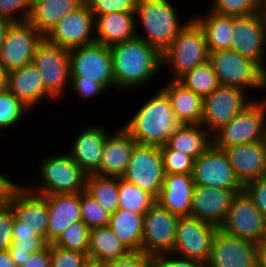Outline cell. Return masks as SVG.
I'll return each instance as SVG.
<instances>
[{
  "instance_id": "6da1fadb",
  "label": "cell",
  "mask_w": 266,
  "mask_h": 267,
  "mask_svg": "<svg viewBox=\"0 0 266 267\" xmlns=\"http://www.w3.org/2000/svg\"><path fill=\"white\" fill-rule=\"evenodd\" d=\"M110 50L118 90L140 87L161 70L162 53L141 38L111 45Z\"/></svg>"
},
{
  "instance_id": "7a4b0ae2",
  "label": "cell",
  "mask_w": 266,
  "mask_h": 267,
  "mask_svg": "<svg viewBox=\"0 0 266 267\" xmlns=\"http://www.w3.org/2000/svg\"><path fill=\"white\" fill-rule=\"evenodd\" d=\"M122 126L137 144L163 146L182 124L172 110L167 94L160 89Z\"/></svg>"
},
{
  "instance_id": "3957f363",
  "label": "cell",
  "mask_w": 266,
  "mask_h": 267,
  "mask_svg": "<svg viewBox=\"0 0 266 267\" xmlns=\"http://www.w3.org/2000/svg\"><path fill=\"white\" fill-rule=\"evenodd\" d=\"M135 17L139 16L145 35L136 37L145 40L161 53L190 21L181 24L175 8L169 0H137Z\"/></svg>"
},
{
  "instance_id": "277c9868",
  "label": "cell",
  "mask_w": 266,
  "mask_h": 267,
  "mask_svg": "<svg viewBox=\"0 0 266 267\" xmlns=\"http://www.w3.org/2000/svg\"><path fill=\"white\" fill-rule=\"evenodd\" d=\"M177 34L162 53V66L169 68V80H177L187 71L209 61V50L203 30L193 19Z\"/></svg>"
},
{
  "instance_id": "5b68a950",
  "label": "cell",
  "mask_w": 266,
  "mask_h": 267,
  "mask_svg": "<svg viewBox=\"0 0 266 267\" xmlns=\"http://www.w3.org/2000/svg\"><path fill=\"white\" fill-rule=\"evenodd\" d=\"M40 183L27 185L39 195L80 193L85 190L87 174L67 154L46 156L39 164ZM39 185V186H38Z\"/></svg>"
},
{
  "instance_id": "8992f818",
  "label": "cell",
  "mask_w": 266,
  "mask_h": 267,
  "mask_svg": "<svg viewBox=\"0 0 266 267\" xmlns=\"http://www.w3.org/2000/svg\"><path fill=\"white\" fill-rule=\"evenodd\" d=\"M209 62L220 85L240 88L246 92L250 89L266 90V73L253 60L232 49L209 52Z\"/></svg>"
},
{
  "instance_id": "52a82bcc",
  "label": "cell",
  "mask_w": 266,
  "mask_h": 267,
  "mask_svg": "<svg viewBox=\"0 0 266 267\" xmlns=\"http://www.w3.org/2000/svg\"><path fill=\"white\" fill-rule=\"evenodd\" d=\"M259 141H266V100H253L212 134V145L221 150Z\"/></svg>"
},
{
  "instance_id": "ba28073f",
  "label": "cell",
  "mask_w": 266,
  "mask_h": 267,
  "mask_svg": "<svg viewBox=\"0 0 266 267\" xmlns=\"http://www.w3.org/2000/svg\"><path fill=\"white\" fill-rule=\"evenodd\" d=\"M70 80L100 83L106 90L115 87L110 46L96 41L69 50Z\"/></svg>"
},
{
  "instance_id": "9c48e42d",
  "label": "cell",
  "mask_w": 266,
  "mask_h": 267,
  "mask_svg": "<svg viewBox=\"0 0 266 267\" xmlns=\"http://www.w3.org/2000/svg\"><path fill=\"white\" fill-rule=\"evenodd\" d=\"M38 69L44 89L60 99L65 87L70 86L69 50L48 42L45 38L37 45L33 62Z\"/></svg>"
},
{
  "instance_id": "30bf717a",
  "label": "cell",
  "mask_w": 266,
  "mask_h": 267,
  "mask_svg": "<svg viewBox=\"0 0 266 267\" xmlns=\"http://www.w3.org/2000/svg\"><path fill=\"white\" fill-rule=\"evenodd\" d=\"M122 178L157 199L165 171L159 146L136 144Z\"/></svg>"
},
{
  "instance_id": "8fae6325",
  "label": "cell",
  "mask_w": 266,
  "mask_h": 267,
  "mask_svg": "<svg viewBox=\"0 0 266 267\" xmlns=\"http://www.w3.org/2000/svg\"><path fill=\"white\" fill-rule=\"evenodd\" d=\"M219 230L257 244L264 239L266 217L243 190L234 196L225 221Z\"/></svg>"
},
{
  "instance_id": "7c38bea8",
  "label": "cell",
  "mask_w": 266,
  "mask_h": 267,
  "mask_svg": "<svg viewBox=\"0 0 266 267\" xmlns=\"http://www.w3.org/2000/svg\"><path fill=\"white\" fill-rule=\"evenodd\" d=\"M253 100H248L245 90L219 85L203 98L201 125L212 135L221 126L228 124Z\"/></svg>"
},
{
  "instance_id": "4fadbf2b",
  "label": "cell",
  "mask_w": 266,
  "mask_h": 267,
  "mask_svg": "<svg viewBox=\"0 0 266 267\" xmlns=\"http://www.w3.org/2000/svg\"><path fill=\"white\" fill-rule=\"evenodd\" d=\"M233 32L231 49L253 60L266 73V14L233 16Z\"/></svg>"
},
{
  "instance_id": "5bb4252c",
  "label": "cell",
  "mask_w": 266,
  "mask_h": 267,
  "mask_svg": "<svg viewBox=\"0 0 266 267\" xmlns=\"http://www.w3.org/2000/svg\"><path fill=\"white\" fill-rule=\"evenodd\" d=\"M43 38L28 21L12 22L0 47V64L8 72L32 63Z\"/></svg>"
},
{
  "instance_id": "9a60e30c",
  "label": "cell",
  "mask_w": 266,
  "mask_h": 267,
  "mask_svg": "<svg viewBox=\"0 0 266 267\" xmlns=\"http://www.w3.org/2000/svg\"><path fill=\"white\" fill-rule=\"evenodd\" d=\"M178 219L155 202L144 214L142 252L150 256L172 253Z\"/></svg>"
},
{
  "instance_id": "2e32d148",
  "label": "cell",
  "mask_w": 266,
  "mask_h": 267,
  "mask_svg": "<svg viewBox=\"0 0 266 267\" xmlns=\"http://www.w3.org/2000/svg\"><path fill=\"white\" fill-rule=\"evenodd\" d=\"M194 185L227 190H243L226 153L211 145L194 160Z\"/></svg>"
},
{
  "instance_id": "e0dca14e",
  "label": "cell",
  "mask_w": 266,
  "mask_h": 267,
  "mask_svg": "<svg viewBox=\"0 0 266 267\" xmlns=\"http://www.w3.org/2000/svg\"><path fill=\"white\" fill-rule=\"evenodd\" d=\"M218 228L192 217H179L176 239L172 253L202 262H207L212 241Z\"/></svg>"
},
{
  "instance_id": "ac0fdd59",
  "label": "cell",
  "mask_w": 266,
  "mask_h": 267,
  "mask_svg": "<svg viewBox=\"0 0 266 267\" xmlns=\"http://www.w3.org/2000/svg\"><path fill=\"white\" fill-rule=\"evenodd\" d=\"M95 17L86 3L64 16L44 37L48 42L71 50L95 41Z\"/></svg>"
},
{
  "instance_id": "d6986e66",
  "label": "cell",
  "mask_w": 266,
  "mask_h": 267,
  "mask_svg": "<svg viewBox=\"0 0 266 267\" xmlns=\"http://www.w3.org/2000/svg\"><path fill=\"white\" fill-rule=\"evenodd\" d=\"M206 267H257L256 243L218 229Z\"/></svg>"
},
{
  "instance_id": "ffe728a7",
  "label": "cell",
  "mask_w": 266,
  "mask_h": 267,
  "mask_svg": "<svg viewBox=\"0 0 266 267\" xmlns=\"http://www.w3.org/2000/svg\"><path fill=\"white\" fill-rule=\"evenodd\" d=\"M5 201L12 208L16 219L23 223V226L36 229L38 234L47 241V195L33 193L26 185L15 183Z\"/></svg>"
},
{
  "instance_id": "44dd1931",
  "label": "cell",
  "mask_w": 266,
  "mask_h": 267,
  "mask_svg": "<svg viewBox=\"0 0 266 267\" xmlns=\"http://www.w3.org/2000/svg\"><path fill=\"white\" fill-rule=\"evenodd\" d=\"M243 190H227L194 185L190 216L220 228L231 207L234 196Z\"/></svg>"
},
{
  "instance_id": "7402d4cb",
  "label": "cell",
  "mask_w": 266,
  "mask_h": 267,
  "mask_svg": "<svg viewBox=\"0 0 266 267\" xmlns=\"http://www.w3.org/2000/svg\"><path fill=\"white\" fill-rule=\"evenodd\" d=\"M223 151L243 186L266 174V141L225 147Z\"/></svg>"
},
{
  "instance_id": "603a6c76",
  "label": "cell",
  "mask_w": 266,
  "mask_h": 267,
  "mask_svg": "<svg viewBox=\"0 0 266 267\" xmlns=\"http://www.w3.org/2000/svg\"><path fill=\"white\" fill-rule=\"evenodd\" d=\"M83 128L74 137L68 154L87 175H100L102 151L108 133L98 125Z\"/></svg>"
},
{
  "instance_id": "cb8c5ba5",
  "label": "cell",
  "mask_w": 266,
  "mask_h": 267,
  "mask_svg": "<svg viewBox=\"0 0 266 267\" xmlns=\"http://www.w3.org/2000/svg\"><path fill=\"white\" fill-rule=\"evenodd\" d=\"M120 128L106 137L100 164L102 176L122 178L137 144L123 127Z\"/></svg>"
},
{
  "instance_id": "d4e9b609",
  "label": "cell",
  "mask_w": 266,
  "mask_h": 267,
  "mask_svg": "<svg viewBox=\"0 0 266 267\" xmlns=\"http://www.w3.org/2000/svg\"><path fill=\"white\" fill-rule=\"evenodd\" d=\"M7 89L31 110L44 98L54 100L44 89L42 77L33 63L8 71Z\"/></svg>"
},
{
  "instance_id": "484cf974",
  "label": "cell",
  "mask_w": 266,
  "mask_h": 267,
  "mask_svg": "<svg viewBox=\"0 0 266 267\" xmlns=\"http://www.w3.org/2000/svg\"><path fill=\"white\" fill-rule=\"evenodd\" d=\"M193 191L192 174H165L156 202L179 217L190 216Z\"/></svg>"
},
{
  "instance_id": "4316f807",
  "label": "cell",
  "mask_w": 266,
  "mask_h": 267,
  "mask_svg": "<svg viewBox=\"0 0 266 267\" xmlns=\"http://www.w3.org/2000/svg\"><path fill=\"white\" fill-rule=\"evenodd\" d=\"M47 242L52 244L73 222L81 220L80 193L47 195Z\"/></svg>"
},
{
  "instance_id": "83f0119b",
  "label": "cell",
  "mask_w": 266,
  "mask_h": 267,
  "mask_svg": "<svg viewBox=\"0 0 266 267\" xmlns=\"http://www.w3.org/2000/svg\"><path fill=\"white\" fill-rule=\"evenodd\" d=\"M134 12H117L95 17V41L111 46L136 37Z\"/></svg>"
},
{
  "instance_id": "f1b7e54d",
  "label": "cell",
  "mask_w": 266,
  "mask_h": 267,
  "mask_svg": "<svg viewBox=\"0 0 266 267\" xmlns=\"http://www.w3.org/2000/svg\"><path fill=\"white\" fill-rule=\"evenodd\" d=\"M162 90L170 99L172 110L182 125L201 124L203 98L184 87L177 80L168 81Z\"/></svg>"
},
{
  "instance_id": "f546056e",
  "label": "cell",
  "mask_w": 266,
  "mask_h": 267,
  "mask_svg": "<svg viewBox=\"0 0 266 267\" xmlns=\"http://www.w3.org/2000/svg\"><path fill=\"white\" fill-rule=\"evenodd\" d=\"M85 0H45L31 5L28 22L45 37L64 16L78 9Z\"/></svg>"
},
{
  "instance_id": "4dcf8cb0",
  "label": "cell",
  "mask_w": 266,
  "mask_h": 267,
  "mask_svg": "<svg viewBox=\"0 0 266 267\" xmlns=\"http://www.w3.org/2000/svg\"><path fill=\"white\" fill-rule=\"evenodd\" d=\"M144 215L118 208L110 215L108 227L130 252H142Z\"/></svg>"
},
{
  "instance_id": "1f68e13d",
  "label": "cell",
  "mask_w": 266,
  "mask_h": 267,
  "mask_svg": "<svg viewBox=\"0 0 266 267\" xmlns=\"http://www.w3.org/2000/svg\"><path fill=\"white\" fill-rule=\"evenodd\" d=\"M209 11L204 17H193L204 32L209 52L231 49L234 37L233 16Z\"/></svg>"
},
{
  "instance_id": "d6a6232c",
  "label": "cell",
  "mask_w": 266,
  "mask_h": 267,
  "mask_svg": "<svg viewBox=\"0 0 266 267\" xmlns=\"http://www.w3.org/2000/svg\"><path fill=\"white\" fill-rule=\"evenodd\" d=\"M166 145L195 160L212 145V135L201 124L181 125L170 135Z\"/></svg>"
},
{
  "instance_id": "836d02e7",
  "label": "cell",
  "mask_w": 266,
  "mask_h": 267,
  "mask_svg": "<svg viewBox=\"0 0 266 267\" xmlns=\"http://www.w3.org/2000/svg\"><path fill=\"white\" fill-rule=\"evenodd\" d=\"M129 252L108 226L90 229L88 259L104 263L124 257Z\"/></svg>"
},
{
  "instance_id": "e575fe53",
  "label": "cell",
  "mask_w": 266,
  "mask_h": 267,
  "mask_svg": "<svg viewBox=\"0 0 266 267\" xmlns=\"http://www.w3.org/2000/svg\"><path fill=\"white\" fill-rule=\"evenodd\" d=\"M13 240L9 246V253L17 267L26 262L32 253L45 249L49 243L41 237L36 229L23 226V223L14 219Z\"/></svg>"
},
{
  "instance_id": "d590c367",
  "label": "cell",
  "mask_w": 266,
  "mask_h": 267,
  "mask_svg": "<svg viewBox=\"0 0 266 267\" xmlns=\"http://www.w3.org/2000/svg\"><path fill=\"white\" fill-rule=\"evenodd\" d=\"M85 191L110 215L119 208L118 177L87 175Z\"/></svg>"
},
{
  "instance_id": "8d00e7d4",
  "label": "cell",
  "mask_w": 266,
  "mask_h": 267,
  "mask_svg": "<svg viewBox=\"0 0 266 267\" xmlns=\"http://www.w3.org/2000/svg\"><path fill=\"white\" fill-rule=\"evenodd\" d=\"M177 81L202 98L210 95L220 85L209 61L187 71Z\"/></svg>"
},
{
  "instance_id": "74e56055",
  "label": "cell",
  "mask_w": 266,
  "mask_h": 267,
  "mask_svg": "<svg viewBox=\"0 0 266 267\" xmlns=\"http://www.w3.org/2000/svg\"><path fill=\"white\" fill-rule=\"evenodd\" d=\"M119 208L144 215L156 200L138 186L118 178Z\"/></svg>"
},
{
  "instance_id": "f35d334b",
  "label": "cell",
  "mask_w": 266,
  "mask_h": 267,
  "mask_svg": "<svg viewBox=\"0 0 266 267\" xmlns=\"http://www.w3.org/2000/svg\"><path fill=\"white\" fill-rule=\"evenodd\" d=\"M90 229L82 221H76L70 224L52 243L65 250L87 253L89 243Z\"/></svg>"
},
{
  "instance_id": "ab89813d",
  "label": "cell",
  "mask_w": 266,
  "mask_h": 267,
  "mask_svg": "<svg viewBox=\"0 0 266 267\" xmlns=\"http://www.w3.org/2000/svg\"><path fill=\"white\" fill-rule=\"evenodd\" d=\"M30 109L8 89L0 92V130L22 121Z\"/></svg>"
},
{
  "instance_id": "60d3db41",
  "label": "cell",
  "mask_w": 266,
  "mask_h": 267,
  "mask_svg": "<svg viewBox=\"0 0 266 267\" xmlns=\"http://www.w3.org/2000/svg\"><path fill=\"white\" fill-rule=\"evenodd\" d=\"M81 220L89 229L108 226L110 214L85 190L80 192Z\"/></svg>"
},
{
  "instance_id": "b9f144b4",
  "label": "cell",
  "mask_w": 266,
  "mask_h": 267,
  "mask_svg": "<svg viewBox=\"0 0 266 267\" xmlns=\"http://www.w3.org/2000/svg\"><path fill=\"white\" fill-rule=\"evenodd\" d=\"M165 174H192L194 159L180 151L170 149L166 144L160 146Z\"/></svg>"
},
{
  "instance_id": "7bdbcfd3",
  "label": "cell",
  "mask_w": 266,
  "mask_h": 267,
  "mask_svg": "<svg viewBox=\"0 0 266 267\" xmlns=\"http://www.w3.org/2000/svg\"><path fill=\"white\" fill-rule=\"evenodd\" d=\"M209 10L228 16H244L260 12L259 0H213Z\"/></svg>"
},
{
  "instance_id": "ee69618b",
  "label": "cell",
  "mask_w": 266,
  "mask_h": 267,
  "mask_svg": "<svg viewBox=\"0 0 266 267\" xmlns=\"http://www.w3.org/2000/svg\"><path fill=\"white\" fill-rule=\"evenodd\" d=\"M137 0H85L94 17L117 12H135Z\"/></svg>"
},
{
  "instance_id": "f6af8a7d",
  "label": "cell",
  "mask_w": 266,
  "mask_h": 267,
  "mask_svg": "<svg viewBox=\"0 0 266 267\" xmlns=\"http://www.w3.org/2000/svg\"><path fill=\"white\" fill-rule=\"evenodd\" d=\"M51 267H82L88 260L87 253L65 250L50 244Z\"/></svg>"
},
{
  "instance_id": "bcb514c9",
  "label": "cell",
  "mask_w": 266,
  "mask_h": 267,
  "mask_svg": "<svg viewBox=\"0 0 266 267\" xmlns=\"http://www.w3.org/2000/svg\"><path fill=\"white\" fill-rule=\"evenodd\" d=\"M30 11V0H0V18L11 22L27 21Z\"/></svg>"
},
{
  "instance_id": "7dc6e473",
  "label": "cell",
  "mask_w": 266,
  "mask_h": 267,
  "mask_svg": "<svg viewBox=\"0 0 266 267\" xmlns=\"http://www.w3.org/2000/svg\"><path fill=\"white\" fill-rule=\"evenodd\" d=\"M15 214L6 202H0V250H8L13 240Z\"/></svg>"
},
{
  "instance_id": "c3c4849f",
  "label": "cell",
  "mask_w": 266,
  "mask_h": 267,
  "mask_svg": "<svg viewBox=\"0 0 266 267\" xmlns=\"http://www.w3.org/2000/svg\"><path fill=\"white\" fill-rule=\"evenodd\" d=\"M243 190L253 200L258 210L266 217V174L246 183Z\"/></svg>"
},
{
  "instance_id": "681fc988",
  "label": "cell",
  "mask_w": 266,
  "mask_h": 267,
  "mask_svg": "<svg viewBox=\"0 0 266 267\" xmlns=\"http://www.w3.org/2000/svg\"><path fill=\"white\" fill-rule=\"evenodd\" d=\"M152 267H206V263L174 253H164L153 256Z\"/></svg>"
},
{
  "instance_id": "f907efd6",
  "label": "cell",
  "mask_w": 266,
  "mask_h": 267,
  "mask_svg": "<svg viewBox=\"0 0 266 267\" xmlns=\"http://www.w3.org/2000/svg\"><path fill=\"white\" fill-rule=\"evenodd\" d=\"M153 256L144 252H129L126 256L103 263L104 267H152Z\"/></svg>"
},
{
  "instance_id": "816d5d0a",
  "label": "cell",
  "mask_w": 266,
  "mask_h": 267,
  "mask_svg": "<svg viewBox=\"0 0 266 267\" xmlns=\"http://www.w3.org/2000/svg\"><path fill=\"white\" fill-rule=\"evenodd\" d=\"M70 89L76 93L77 96L85 98H93L99 96L106 91V89L97 82L88 80H70Z\"/></svg>"
},
{
  "instance_id": "f5cc1de1",
  "label": "cell",
  "mask_w": 266,
  "mask_h": 267,
  "mask_svg": "<svg viewBox=\"0 0 266 267\" xmlns=\"http://www.w3.org/2000/svg\"><path fill=\"white\" fill-rule=\"evenodd\" d=\"M20 267H51L50 244L43 250L30 254Z\"/></svg>"
},
{
  "instance_id": "db71d44e",
  "label": "cell",
  "mask_w": 266,
  "mask_h": 267,
  "mask_svg": "<svg viewBox=\"0 0 266 267\" xmlns=\"http://www.w3.org/2000/svg\"><path fill=\"white\" fill-rule=\"evenodd\" d=\"M15 182L11 181L9 178H6L0 174V202L5 201L8 196V193Z\"/></svg>"
},
{
  "instance_id": "11a10c76",
  "label": "cell",
  "mask_w": 266,
  "mask_h": 267,
  "mask_svg": "<svg viewBox=\"0 0 266 267\" xmlns=\"http://www.w3.org/2000/svg\"><path fill=\"white\" fill-rule=\"evenodd\" d=\"M257 267H266V241L263 239L256 244Z\"/></svg>"
},
{
  "instance_id": "9f6ffc18",
  "label": "cell",
  "mask_w": 266,
  "mask_h": 267,
  "mask_svg": "<svg viewBox=\"0 0 266 267\" xmlns=\"http://www.w3.org/2000/svg\"><path fill=\"white\" fill-rule=\"evenodd\" d=\"M0 267H17L8 250H0Z\"/></svg>"
},
{
  "instance_id": "6f0895ef",
  "label": "cell",
  "mask_w": 266,
  "mask_h": 267,
  "mask_svg": "<svg viewBox=\"0 0 266 267\" xmlns=\"http://www.w3.org/2000/svg\"><path fill=\"white\" fill-rule=\"evenodd\" d=\"M11 21L0 18V47L4 41L5 34L9 26L11 25Z\"/></svg>"
},
{
  "instance_id": "680465c9",
  "label": "cell",
  "mask_w": 266,
  "mask_h": 267,
  "mask_svg": "<svg viewBox=\"0 0 266 267\" xmlns=\"http://www.w3.org/2000/svg\"><path fill=\"white\" fill-rule=\"evenodd\" d=\"M7 89V71L0 64V92Z\"/></svg>"
},
{
  "instance_id": "91938a15",
  "label": "cell",
  "mask_w": 266,
  "mask_h": 267,
  "mask_svg": "<svg viewBox=\"0 0 266 267\" xmlns=\"http://www.w3.org/2000/svg\"><path fill=\"white\" fill-rule=\"evenodd\" d=\"M82 267H104L103 262L88 259Z\"/></svg>"
},
{
  "instance_id": "94428289",
  "label": "cell",
  "mask_w": 266,
  "mask_h": 267,
  "mask_svg": "<svg viewBox=\"0 0 266 267\" xmlns=\"http://www.w3.org/2000/svg\"><path fill=\"white\" fill-rule=\"evenodd\" d=\"M260 12L266 14V0H259Z\"/></svg>"
},
{
  "instance_id": "6125c7cd",
  "label": "cell",
  "mask_w": 266,
  "mask_h": 267,
  "mask_svg": "<svg viewBox=\"0 0 266 267\" xmlns=\"http://www.w3.org/2000/svg\"><path fill=\"white\" fill-rule=\"evenodd\" d=\"M41 1H45V0H30V3L32 5V4L36 3V2H41Z\"/></svg>"
}]
</instances>
